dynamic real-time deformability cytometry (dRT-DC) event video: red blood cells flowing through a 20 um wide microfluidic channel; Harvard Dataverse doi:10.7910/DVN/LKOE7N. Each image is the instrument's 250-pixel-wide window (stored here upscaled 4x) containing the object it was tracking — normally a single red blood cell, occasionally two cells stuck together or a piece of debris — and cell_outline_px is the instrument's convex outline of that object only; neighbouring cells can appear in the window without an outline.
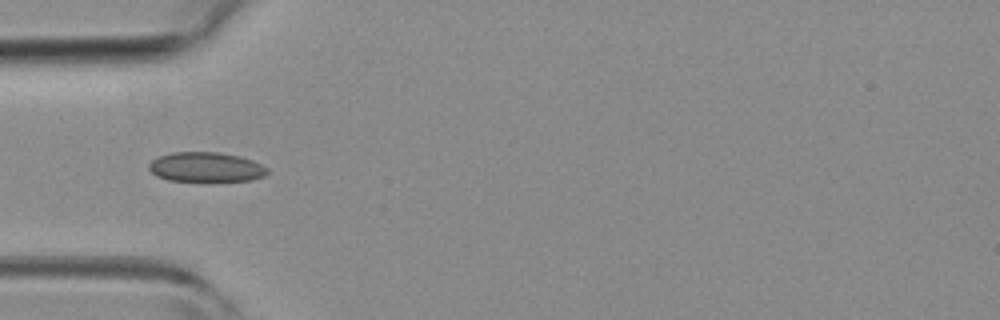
{"species": "common noctule bat (a hibernating species)", "species_latin": "Nyctalus noctula", "temperature_condition": "room temperature", "stored_images_in_passage": 32, "camera_frame_rate_fps": 3000, "um_per_image_px": 0.085, "animal": {"sex": "female", "body_mass_g": 19.3, "forearm_length_mm": 54.1}, "frame": {"image": 1, "passage_image": 1, "time_ms": 0.0, "image_size_px": [1000, 320], "cell_outline_px": [[268, 172], [264, 176], [252, 180], [168, 180], [156, 176], [148, 168], [148, 164], [156, 156], [172, 152], [220, 152], [240, 156], [252, 160], [268, 168]], "centroid_in_image_um": [17.48, 14.18], "position_along_channel_um": 67.5, "area_um2": 20.4}}
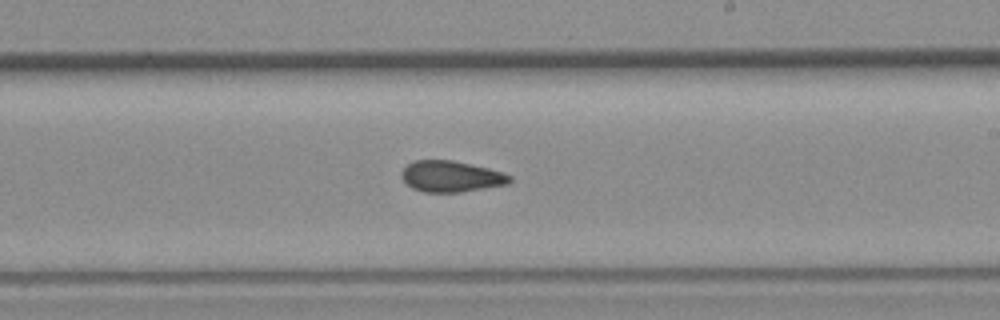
{"frame": {"image": 2, "passage_image": 13, "time_ms": 4.0, "image_size_px": [1000, 320], "cell_outline_px": [[512, 180], [508, 184], [460, 192], [424, 192], [412, 188], [400, 176], [400, 172], [408, 164], [416, 160], [452, 160], [488, 168], [504, 172], [512, 176]], "centroid_in_image_um": [38.35, 14.99], "position_along_channel_um": 250.7, "area_um2": 19.59}}
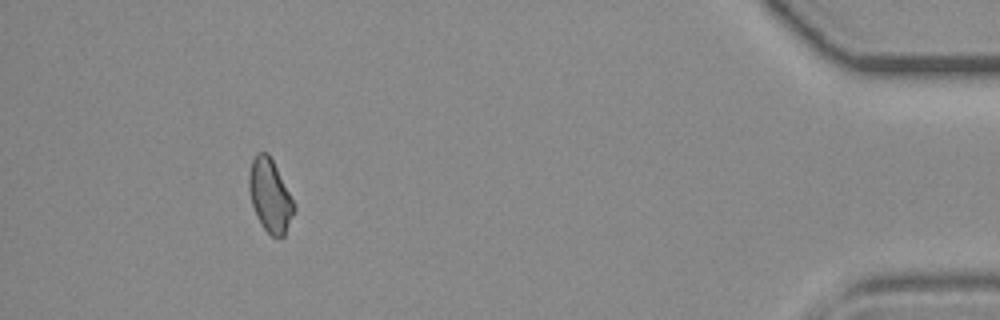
{"frame": {"image": 3, "passage_image": 28, "time_ms": 9.0, "image_size_px": [1000, 320], "cell_outline_px": [[296, 208], [284, 236], [280, 240], [272, 236], [260, 224], [252, 204], [248, 188], [248, 176], [252, 160], [256, 152], [268, 152]], "centroid_in_image_um": [22.93, 16.65], "position_along_channel_um": 412.3, "area_um2": 18.9}}